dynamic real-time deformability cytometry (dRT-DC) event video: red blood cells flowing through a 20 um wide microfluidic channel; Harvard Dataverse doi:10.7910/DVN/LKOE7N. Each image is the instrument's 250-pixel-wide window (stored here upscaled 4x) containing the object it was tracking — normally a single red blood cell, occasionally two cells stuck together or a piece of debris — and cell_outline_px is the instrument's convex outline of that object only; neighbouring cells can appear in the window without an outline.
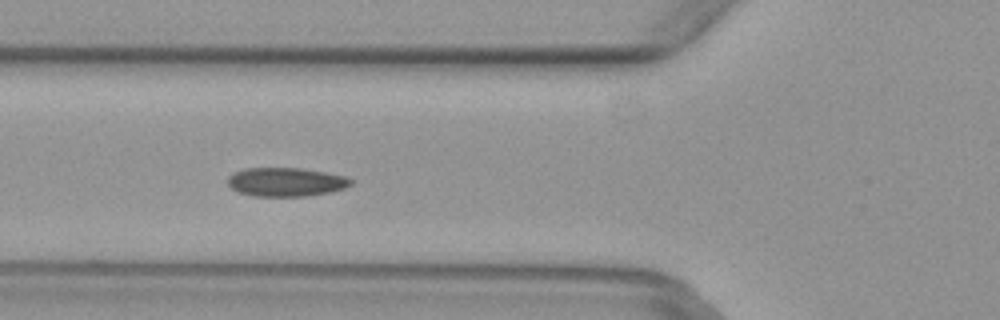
{"species": "common noctule bat (a hibernating species)", "species_latin": "Nyctalus noctula", "temperature_condition": "warm", "stored_images_in_passage": 6, "camera_frame_rate_fps": 3000, "um_per_image_px": 0.085, "animal": {"sex": "female", "body_mass_g": 29.2, "forearm_length_mm": 56.3}, "frame": {"image": 1, "passage_image": 5, "time_ms": 1.333, "image_size_px": [1000, 320], "cell_outline_px": [[352, 184], [344, 188], [332, 192], [308, 196], [252, 196], [240, 192], [232, 188], [228, 184], [228, 176], [232, 172], [244, 168], [300, 168], [348, 176], [352, 180]], "centroid_in_image_um": [24.31, 15.46], "position_along_channel_um": 101.5, "area_um2": 20.81}}